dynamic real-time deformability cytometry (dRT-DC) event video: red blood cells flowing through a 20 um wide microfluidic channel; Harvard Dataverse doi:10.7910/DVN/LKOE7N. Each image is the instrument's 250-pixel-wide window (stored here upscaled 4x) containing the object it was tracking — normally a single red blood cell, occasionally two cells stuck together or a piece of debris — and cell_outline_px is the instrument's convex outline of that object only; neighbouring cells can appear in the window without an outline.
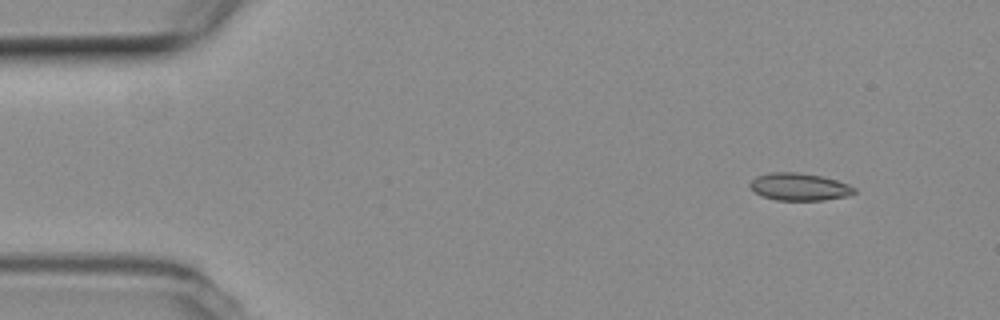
{"species": "common noctule bat (a hibernating species)", "species_latin": "Nyctalus noctula", "temperature_condition": "room temperature", "stored_images_in_passage": 50, "camera_frame_rate_fps": 3000, "um_per_image_px": 0.085, "animal": {"sex": "female", "body_mass_g": 19.3, "forearm_length_mm": 54.1}, "frame": {"image": 1, "passage_image": 1, "time_ms": 0.0, "image_size_px": [1000, 320], "cell_outline_px": [[856, 192], [848, 196], [824, 200], [776, 200], [764, 196], [756, 192], [748, 184], [756, 176], [768, 172], [796, 172], [820, 176], [836, 180], [848, 184], [856, 188]], "centroid_in_image_um": [67.95, 15.87], "position_along_channel_um": 17.0, "area_um2": 16.59}}
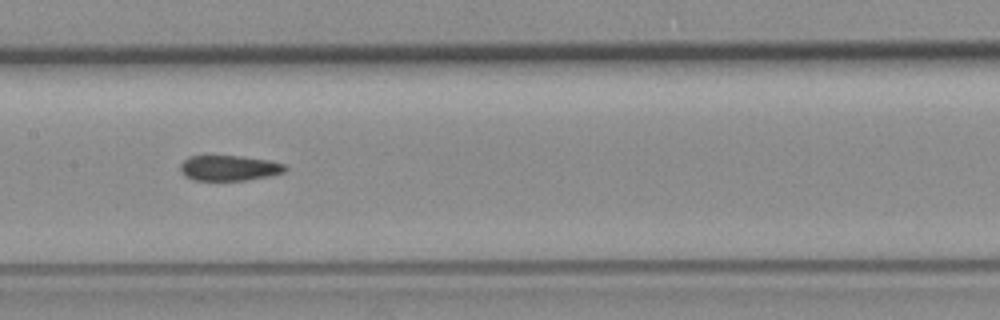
{"frame": {"image": 2, "passage_image": 22, "time_ms": 7.0, "image_size_px": [1000, 320], "cell_outline_px": [[288, 168], [284, 172], [268, 176], [244, 180], [192, 180], [184, 176], [180, 168], [180, 164], [184, 160], [192, 156], [240, 156], [268, 160], [284, 164]], "centroid_in_image_um": [19.47, 14.28], "position_along_channel_um": 187.9, "area_um2": 15.37}}
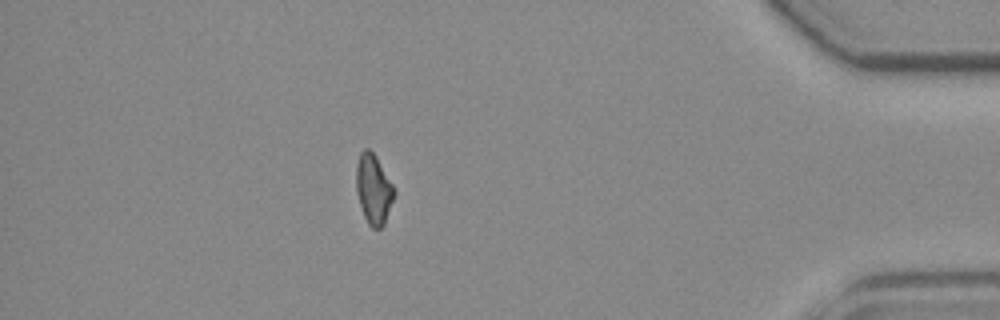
{"frame": {"image": 3, "passage_image": 43, "time_ms": 14.0, "image_size_px": [1000, 320], "cell_outline_px": [[396, 192], [384, 224], [380, 228], [372, 228], [368, 224], [364, 216], [356, 192], [356, 164], [360, 152], [364, 148], [368, 148], [376, 156], [392, 184]], "centroid_in_image_um": [31.74, 16.06], "position_along_channel_um": 403.5, "area_um2": 15.37}, "authors_computed_cell_mechanics": {"area_um2": 16.473, "velocity_mm_per_s": 3.7911, "shape_relaxation_time_tau1_ms": null, "shape_relaxation_time_tau2_ms": 1.4827, "deformation_change_tau1": null, "deformation_change_tau2": 0.0557}}